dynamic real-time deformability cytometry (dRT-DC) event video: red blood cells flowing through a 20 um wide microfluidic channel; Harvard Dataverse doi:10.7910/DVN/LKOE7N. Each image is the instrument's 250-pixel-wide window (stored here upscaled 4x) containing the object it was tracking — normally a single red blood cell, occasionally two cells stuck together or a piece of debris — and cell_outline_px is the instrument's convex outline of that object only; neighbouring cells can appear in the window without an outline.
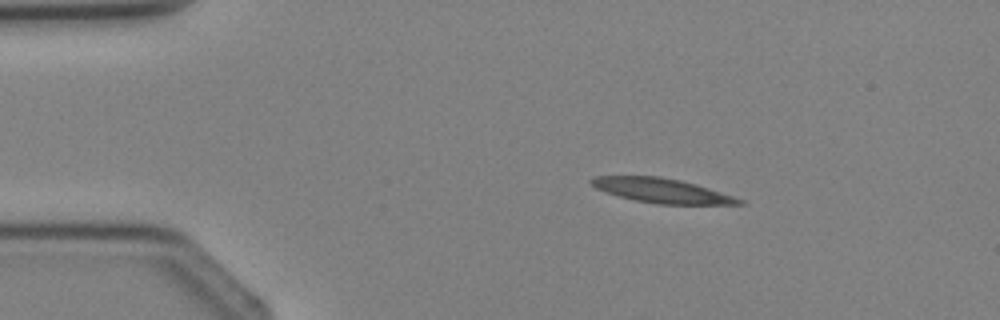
{"species": "Egyptian fruit bat (a non-hibernating species)", "species_latin": "Rousettus aegyptiacus", "temperature_condition": "cold", "stored_images_in_passage": 2, "camera_frame_rate_fps": 3000, "um_per_image_px": 0.085, "animal": {"sex": "female"}, "frame": {"image": 1, "passage_image": 1, "time_ms": 0.0, "image_size_px": [1000, 320], "cell_outline_px": [[748, 204], [656, 204], [636, 200], [620, 196], [596, 188], [588, 180], [592, 176], [660, 176], [680, 180], [696, 184], [744, 200]], "centroid_in_image_um": [56.25, 16.19], "position_along_channel_um": 28.7, "area_um2": 20.81}}